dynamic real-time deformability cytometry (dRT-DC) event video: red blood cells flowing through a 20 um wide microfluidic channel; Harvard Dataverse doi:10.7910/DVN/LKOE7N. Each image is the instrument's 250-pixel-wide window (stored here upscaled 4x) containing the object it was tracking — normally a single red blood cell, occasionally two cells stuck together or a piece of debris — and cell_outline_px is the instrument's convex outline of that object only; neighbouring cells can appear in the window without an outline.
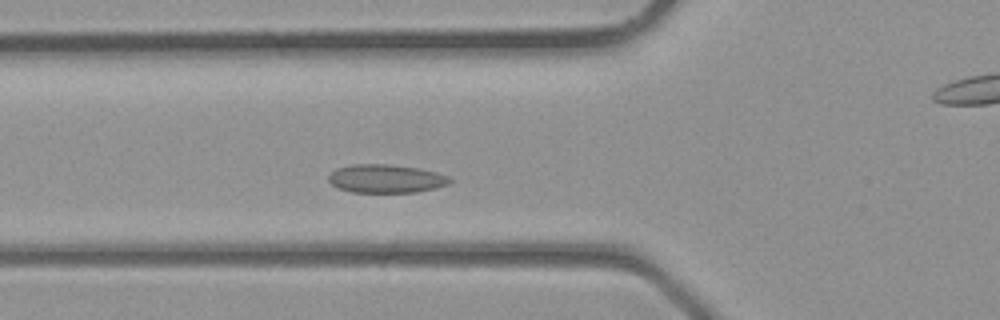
{"species": "common noctule bat (a hibernating species)", "species_latin": "Nyctalus noctula", "temperature_condition": "room temperature", "stored_images_in_passage": 33, "camera_frame_rate_fps": 3000, "um_per_image_px": 0.085, "animal": {"sex": "male", "body_mass_g": 23.1, "forearm_length_mm": 52.7}, "frame": {"image": 1, "passage_image": 7, "time_ms": 2.0, "image_size_px": [1000, 320], "cell_outline_px": [[452, 180], [448, 184], [436, 188], [416, 192], [352, 192], [336, 188], [328, 180], [328, 176], [336, 168], [352, 164], [388, 164], [420, 168], [436, 172], [448, 176]], "centroid_in_image_um": [32.79, 15.18], "position_along_channel_um": 93.0, "area_um2": 20.17}}
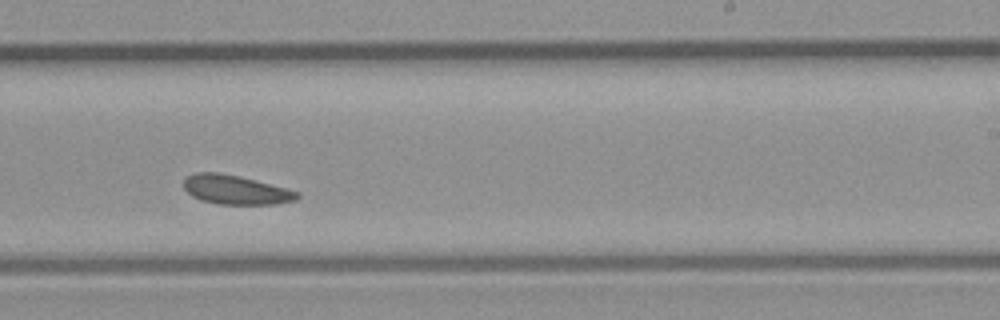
{"frame": {"image": 2, "passage_image": 17, "time_ms": 5.333, "image_size_px": [1000, 320], "cell_outline_px": [[300, 196], [296, 200], [276, 204], [216, 204], [200, 200], [192, 196], [184, 188], [184, 180], [188, 176], [196, 172], [220, 172], [240, 176], [300, 192]], "centroid_in_image_um": [20.03, 16.13], "position_along_channel_um": 269.0, "area_um2": 19.31}}
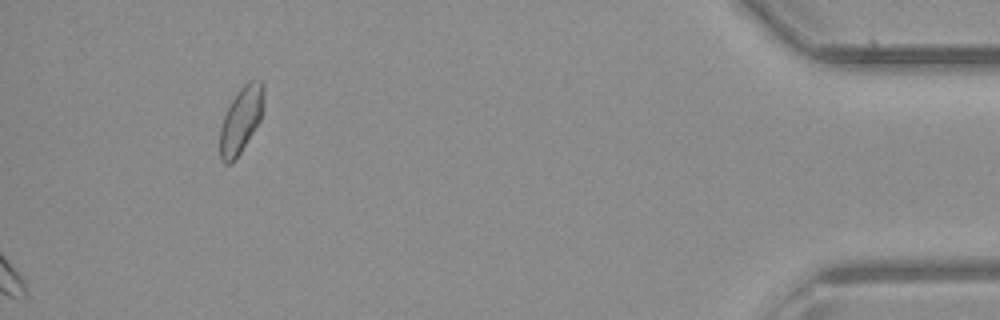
{"frame": {"image": 3, "passage_image": 33, "time_ms": 10.667, "image_size_px": [1000, 320], "cell_outline_px": [[264, 108], [260, 120], [240, 152], [232, 164], [224, 164], [220, 160], [220, 128], [224, 116], [236, 92], [248, 80], [260, 80], [264, 84]], "centroid_in_image_um": [20.49, 10.17], "position_along_channel_um": 414.7, "area_um2": 16.94}}